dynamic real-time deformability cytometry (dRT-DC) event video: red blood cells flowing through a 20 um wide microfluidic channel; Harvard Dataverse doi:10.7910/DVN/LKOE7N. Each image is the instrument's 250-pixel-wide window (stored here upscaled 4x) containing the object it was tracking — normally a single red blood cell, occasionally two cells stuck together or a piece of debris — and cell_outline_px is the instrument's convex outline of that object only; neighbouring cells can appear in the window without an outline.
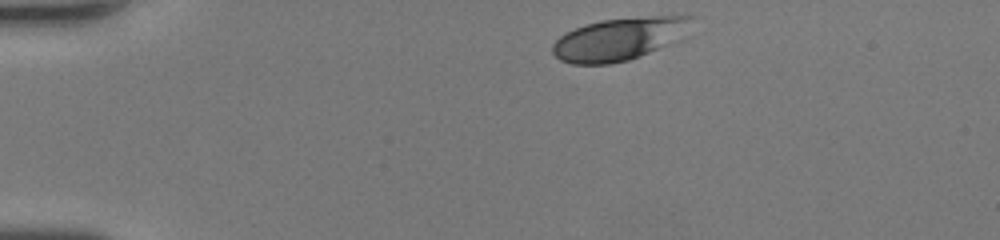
{"species": "human", "species_latin": "Homo sapiens", "temperature_condition": "room temperature", "stored_images_in_passage": 35, "camera_frame_rate_fps": 3000, "um_per_image_px": 0.085, "donor": {"sex": "female"}, "frame": {"image": 1, "passage_image": 1, "time_ms": 0.0, "image_size_px": [1000, 240], "cell_outline_px": [[696, 16], [664, 44], [640, 56], [628, 60], [608, 64], [572, 64], [560, 60], [552, 52], [552, 44], [564, 32], [600, 20], [656, 16]], "centroid_in_image_um": [52.41, 3.33], "position_along_channel_um": 32.6, "area_um2": 32.89}}
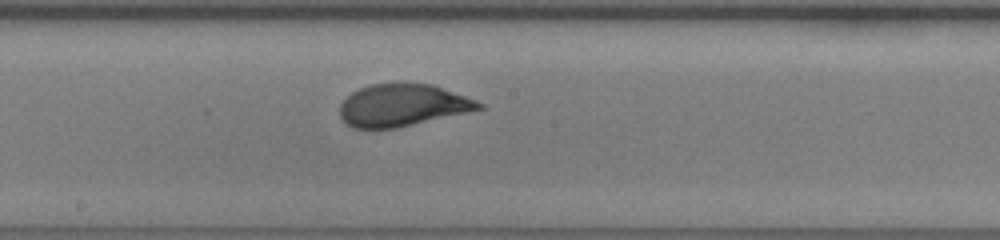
{"frame": {"image": 2, "passage_image": 19, "time_ms": 6.0, "image_size_px": [1000, 240], "cell_outline_px": [[484, 108], [396, 128], [352, 128], [340, 116], [340, 104], [352, 92], [360, 88], [372, 84], [432, 84], [476, 100], [484, 104]], "centroid_in_image_um": [34.2, 8.95], "position_along_channel_um": 214.0, "area_um2": 33.58}}
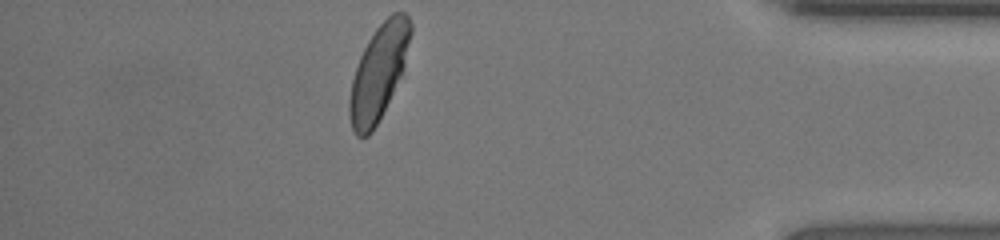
{"frame": {"image": 3, "passage_image": 35, "time_ms": 11.333, "image_size_px": [1000, 240], "cell_outline_px": [[412, 32], [404, 68], [372, 132], [368, 136], [356, 136], [352, 128], [348, 116], [348, 100], [352, 80], [360, 56], [368, 40], [376, 28], [392, 12], [404, 12], [408, 16], [412, 24]], "centroid_in_image_um": [32.17, 6.12], "position_along_channel_um": 403.0, "area_um2": 33.41}, "authors_computed_cell_mechanics": {"area_um2": 34.8534, "velocity_mm_per_s": 4.2052, "shape_relaxation_time_tau1_ms": 3.2499, "shape_relaxation_time_tau2_ms": null, "deformation_change_tau1": 0.1669, "deformation_change_tau2": null}}